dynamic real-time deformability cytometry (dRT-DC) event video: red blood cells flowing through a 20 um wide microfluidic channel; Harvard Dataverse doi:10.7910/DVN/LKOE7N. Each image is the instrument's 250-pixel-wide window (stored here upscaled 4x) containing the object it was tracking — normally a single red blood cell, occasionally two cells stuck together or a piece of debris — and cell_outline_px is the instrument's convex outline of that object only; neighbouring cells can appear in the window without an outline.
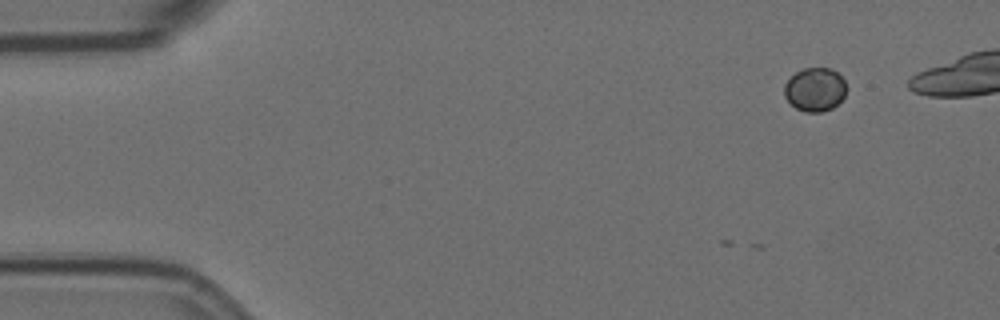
{"species": "Egyptian fruit bat (a non-hibernating species)", "species_latin": "Rousettus aegyptiacus", "temperature_condition": "room temperature", "stored_images_in_passage": 3, "camera_frame_rate_fps": 3000, "um_per_image_px": 0.085, "animal": {"sex": "female"}, "frame": {"image": 1, "passage_image": 1, "time_ms": 0.0, "image_size_px": [1000, 320], "cell_outline_px": [[844, 96], [832, 108], [820, 112], [804, 112], [796, 108], [784, 96], [784, 84], [796, 72], [804, 68], [832, 68], [844, 80]], "centroid_in_image_um": [69.24, 7.6], "position_along_channel_um": 15.8, "area_um2": 15.55}}